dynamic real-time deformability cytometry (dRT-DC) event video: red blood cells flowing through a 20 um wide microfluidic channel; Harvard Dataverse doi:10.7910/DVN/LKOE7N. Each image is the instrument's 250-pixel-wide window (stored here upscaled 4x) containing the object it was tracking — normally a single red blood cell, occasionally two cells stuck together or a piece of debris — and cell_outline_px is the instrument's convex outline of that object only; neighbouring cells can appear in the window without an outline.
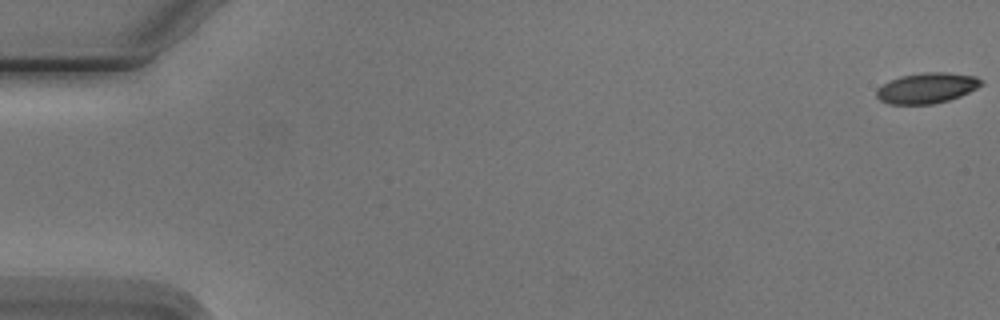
{"species": "Egyptian fruit bat (a non-hibernating species)", "species_latin": "Rousettus aegyptiacus", "temperature_condition": "cold", "stored_images_in_passage": 7, "camera_frame_rate_fps": 3000, "um_per_image_px": 0.085, "animal": {"sex": "male"}, "frame": {"image": 1, "passage_image": 1, "time_ms": 0.0, "image_size_px": [1000, 320], "cell_outline_px": [[984, 84], [960, 96], [948, 100], [932, 104], [888, 104], [880, 100], [876, 96], [876, 88], [888, 80], [900, 76], [924, 72], [948, 72], [976, 76], [984, 80]], "centroid_in_image_um": [78.77, 7.47], "position_along_channel_um": 6.2, "area_um2": 18.84}}
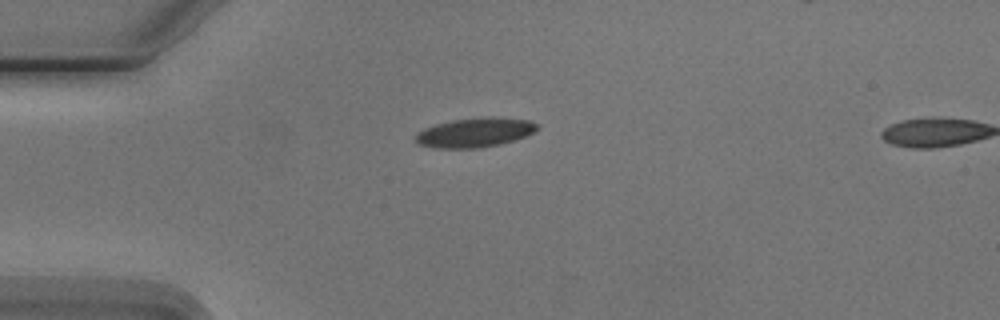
{"frame": {"image": 2, "passage_image": 5, "time_ms": 4.667, "image_size_px": [1000, 320], "cell_outline_px": [[540, 128], [536, 132], [500, 144], [476, 148], [432, 148], [420, 144], [412, 140], [412, 136], [416, 132], [424, 128], [436, 124], [452, 120], [492, 116], [528, 120], [540, 124]], "centroid_in_image_um": [40.34, 11.26], "position_along_channel_um": 44.7, "area_um2": 21.1}}
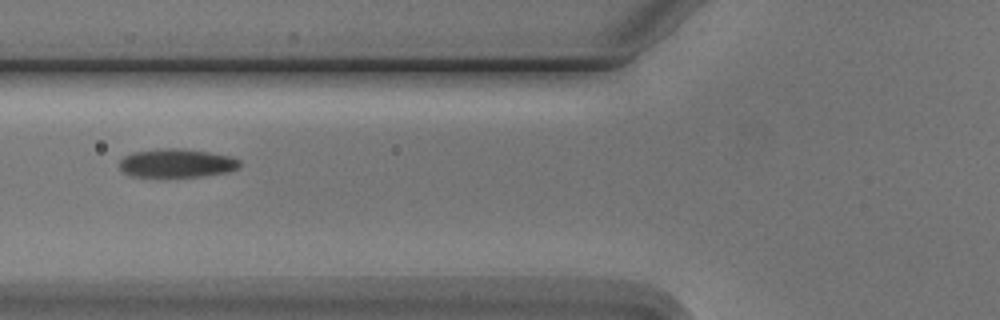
{"frame": {"image": 3, "passage_image": 7, "time_ms": 7.0, "image_size_px": [1000, 320], "cell_outline_px": [[240, 164], [236, 168], [228, 172], [204, 176], [132, 176], [124, 172], [120, 168], [120, 160], [124, 156], [132, 152], [160, 148], [184, 148], [232, 156], [240, 160]], "centroid_in_image_um": [15.03, 13.85], "position_along_channel_um": 110.8, "area_um2": 20.0}}